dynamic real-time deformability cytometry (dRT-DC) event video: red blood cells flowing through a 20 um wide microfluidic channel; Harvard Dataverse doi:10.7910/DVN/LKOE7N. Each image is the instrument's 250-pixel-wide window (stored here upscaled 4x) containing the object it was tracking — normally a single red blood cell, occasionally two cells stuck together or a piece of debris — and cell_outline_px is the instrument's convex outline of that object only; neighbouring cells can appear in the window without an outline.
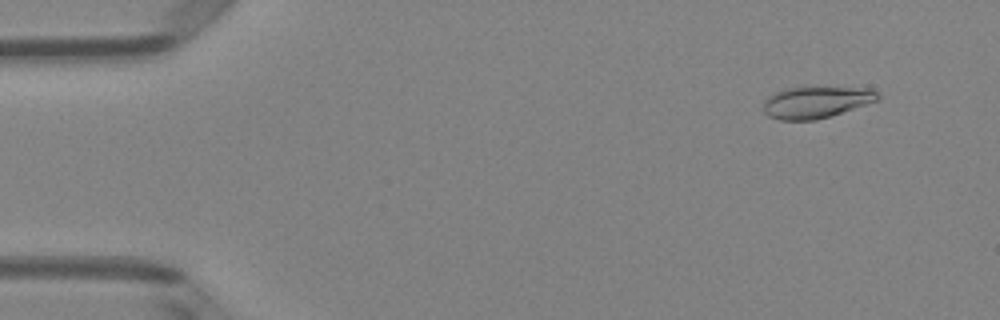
{"species": "Egyptian fruit bat (a non-hibernating species)", "species_latin": "Rousettus aegyptiacus", "temperature_condition": "room temperature", "stored_images_in_passage": 51, "camera_frame_rate_fps": 3000, "um_per_image_px": 0.085, "animal": {"sex": "female"}, "frame": {"image": 1, "passage_image": 5, "time_ms": 1.333, "image_size_px": [1000, 320], "cell_outline_px": [[880, 100], [832, 116], [816, 120], [780, 120], [768, 116], [764, 112], [764, 100], [768, 96], [776, 92], [788, 88], [868, 88], [876, 92], [880, 96]], "centroid_in_image_um": [69.38, 8.71], "position_along_channel_um": 15.6, "area_um2": 20.98}}
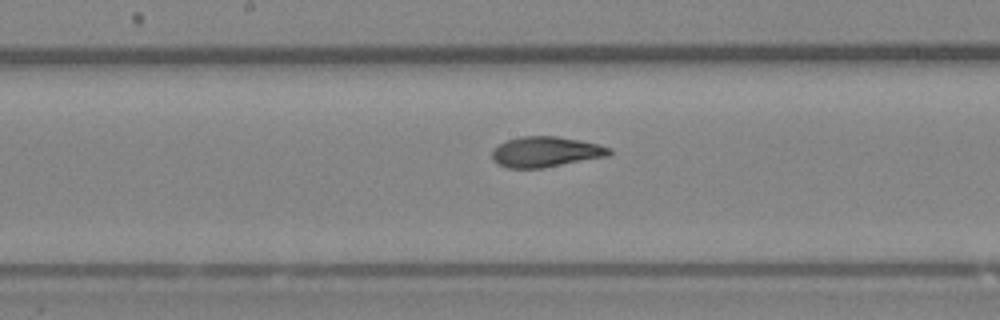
{"frame": {"image": 2, "passage_image": 27, "time_ms": 8.667, "image_size_px": [1000, 320], "cell_outline_px": [[612, 152], [608, 156], [544, 168], [508, 168], [492, 160], [492, 148], [508, 140], [520, 136], [556, 136], [600, 144], [612, 148]], "centroid_in_image_um": [46.4, 12.91], "position_along_channel_um": 201.8, "area_um2": 20.87}}
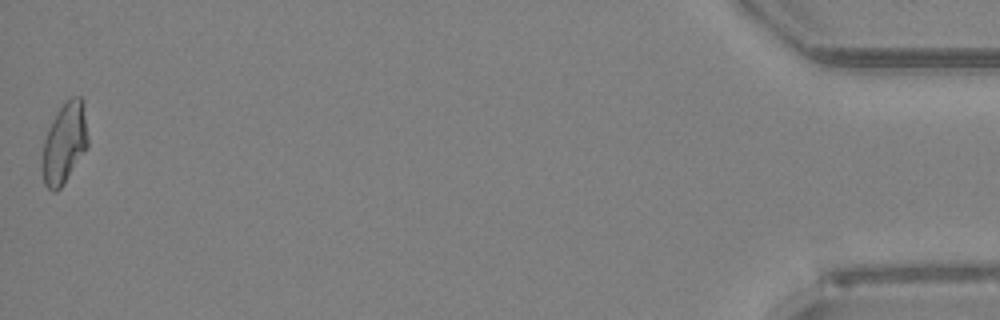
{"frame": {"image": 3, "passage_image": 51, "time_ms": 16.667, "image_size_px": [1000, 320], "cell_outline_px": [[88, 148], [64, 184], [56, 192], [52, 192], [44, 184], [44, 140], [48, 128], [52, 120], [60, 108], [72, 96], [80, 96], [84, 116], [88, 140]], "centroid_in_image_um": [5.49, 12.21], "position_along_channel_um": 429.7, "area_um2": 20.87}, "authors_computed_cell_mechanics": {"area_um2": 20.9814, "velocity_mm_per_s": 4.0329, "shape_relaxation_time_tau1_ms": 3.8949, "shape_relaxation_time_tau2_ms": 1.3733, "deformation_change_tau1": 0.1748, "deformation_change_tau2": 0.0854}}